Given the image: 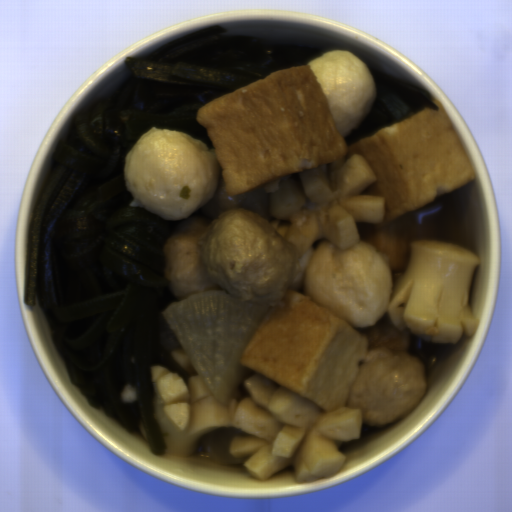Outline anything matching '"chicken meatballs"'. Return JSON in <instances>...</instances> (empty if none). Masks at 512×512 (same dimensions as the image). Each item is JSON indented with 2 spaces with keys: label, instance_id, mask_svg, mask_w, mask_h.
Returning a JSON list of instances; mask_svg holds the SVG:
<instances>
[{
  "label": "chicken meatballs",
  "instance_id": "obj_1",
  "mask_svg": "<svg viewBox=\"0 0 512 512\" xmlns=\"http://www.w3.org/2000/svg\"><path fill=\"white\" fill-rule=\"evenodd\" d=\"M265 185L230 196L219 164L218 184L203 205L211 223L198 239L211 281L228 296L269 308L295 280L300 252L286 240L291 221L271 218Z\"/></svg>",
  "mask_w": 512,
  "mask_h": 512
},
{
  "label": "chicken meatballs",
  "instance_id": "obj_2",
  "mask_svg": "<svg viewBox=\"0 0 512 512\" xmlns=\"http://www.w3.org/2000/svg\"><path fill=\"white\" fill-rule=\"evenodd\" d=\"M436 232L426 220L395 218L373 223L363 231L360 240L384 253L391 271V284L405 271L411 256V243L434 240Z\"/></svg>",
  "mask_w": 512,
  "mask_h": 512
},
{
  "label": "chicken meatballs",
  "instance_id": "obj_3",
  "mask_svg": "<svg viewBox=\"0 0 512 512\" xmlns=\"http://www.w3.org/2000/svg\"><path fill=\"white\" fill-rule=\"evenodd\" d=\"M357 329L365 337L367 352L379 347H392L397 351L406 352L412 337L411 331L405 326L402 330L396 329L393 326L388 316L387 309L375 324L370 327Z\"/></svg>",
  "mask_w": 512,
  "mask_h": 512
}]
</instances>
